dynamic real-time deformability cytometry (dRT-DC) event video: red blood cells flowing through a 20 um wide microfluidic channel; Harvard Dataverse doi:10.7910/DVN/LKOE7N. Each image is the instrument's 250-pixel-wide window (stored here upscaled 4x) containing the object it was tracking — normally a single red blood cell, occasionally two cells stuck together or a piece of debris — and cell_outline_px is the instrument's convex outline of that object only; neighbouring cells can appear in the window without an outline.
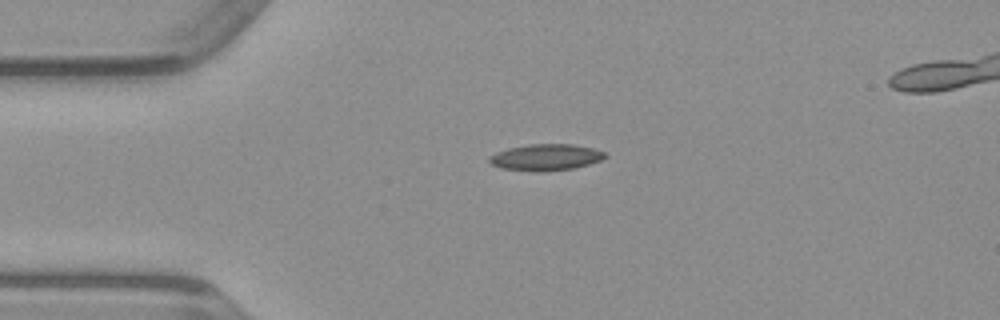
{"species": "common noctule bat (a hibernating species)", "species_latin": "Nyctalus noctula", "temperature_condition": "warm", "stored_images_in_passage": 18, "camera_frame_rate_fps": 3000, "um_per_image_px": 0.085, "animal": {"sex": "male", "body_mass_g": 23.1, "forearm_length_mm": 52.7}, "frame": {"image": 1, "passage_image": 1, "time_ms": 0.0, "image_size_px": [1000, 320], "cell_outline_px": [[608, 156], [600, 160], [588, 164], [572, 168], [540, 172], [536, 172], [500, 168], [492, 164], [488, 160], [488, 156], [496, 152], [508, 148], [528, 144], [572, 144], [592, 148], [604, 152]], "centroid_in_image_um": [46.35, 13.37], "position_along_channel_um": 38.7, "area_um2": 17.8}}
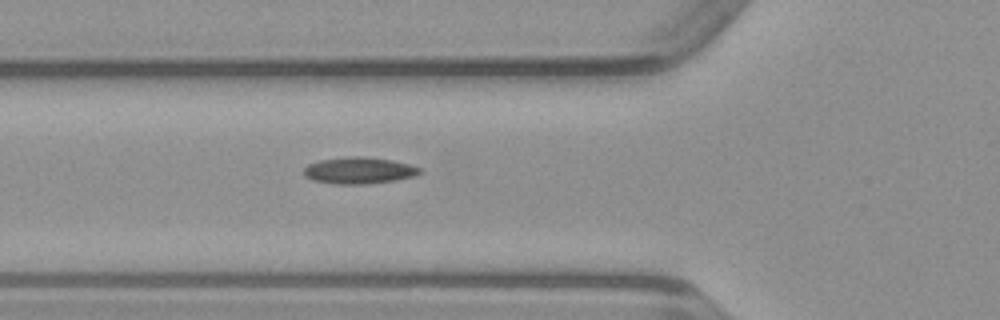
{"frame": {"image": 2, "passage_image": 7, "time_ms": 2.0, "image_size_px": [1000, 320], "cell_outline_px": [[420, 172], [416, 176], [368, 184], [336, 184], [312, 180], [304, 176], [304, 168], [308, 164], [320, 160], [348, 156], [364, 156], [392, 160], [408, 164], [420, 168]], "centroid_in_image_um": [30.48, 14.48], "position_along_channel_um": 95.3, "area_um2": 17.92}}